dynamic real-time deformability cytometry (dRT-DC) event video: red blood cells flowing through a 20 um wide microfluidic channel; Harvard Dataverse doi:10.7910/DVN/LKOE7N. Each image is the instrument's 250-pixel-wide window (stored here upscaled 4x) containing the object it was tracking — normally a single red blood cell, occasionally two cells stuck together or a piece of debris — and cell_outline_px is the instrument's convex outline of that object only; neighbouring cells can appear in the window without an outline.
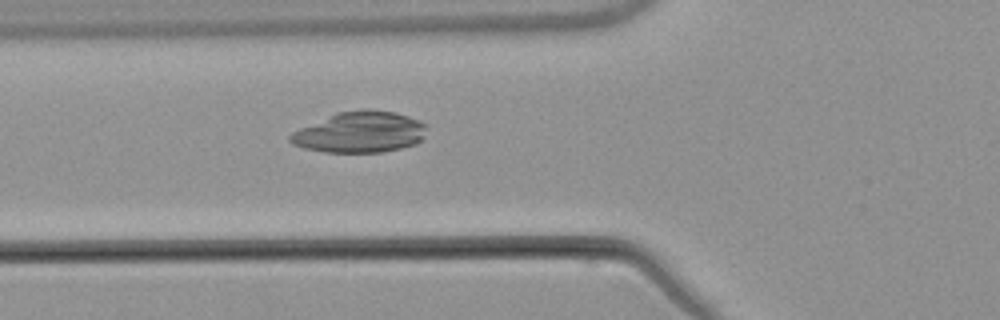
{"species": "common noctule bat (a hibernating species)", "species_latin": "Nyctalus noctula", "temperature_condition": "warm", "stored_images_in_passage": 5, "camera_frame_rate_fps": 3000, "um_per_image_px": 0.085, "animal": {"sex": "male", "body_mass_g": 21.5, "forearm_length_mm": 52.0}, "frame": {"image": 1, "passage_image": 5, "time_ms": 5.667, "image_size_px": [1000, 320], "cell_outline_px": [[428, 124], [424, 140], [416, 144], [400, 148], [380, 152], [324, 152], [304, 148], [292, 144], [288, 140], [288, 136], [292, 132], [300, 128], [336, 112], [364, 108], [368, 108], [396, 112], [420, 120]], "centroid_in_image_um": [30.63, 11.22], "position_along_channel_um": 95.2, "area_um2": 33.12}}